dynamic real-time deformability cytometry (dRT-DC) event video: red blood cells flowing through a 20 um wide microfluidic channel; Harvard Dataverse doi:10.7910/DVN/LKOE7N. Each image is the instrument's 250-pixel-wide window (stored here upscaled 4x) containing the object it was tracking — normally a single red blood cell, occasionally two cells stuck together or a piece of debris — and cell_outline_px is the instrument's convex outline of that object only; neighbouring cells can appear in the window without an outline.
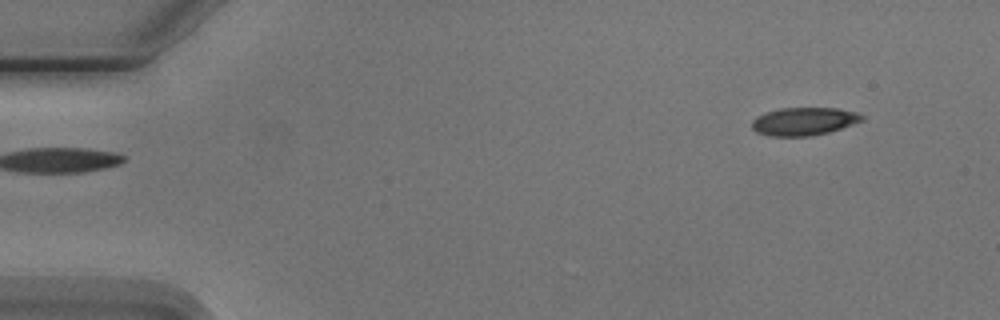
{"species": "Egyptian fruit bat (a non-hibernating species)", "species_latin": "Rousettus aegyptiacus", "temperature_condition": "cold", "stored_images_in_passage": 5, "segment_of_instrument_passage": [2, 2], "camera_frame_rate_fps": 3000, "um_per_image_px": 0.085, "animal": {"sex": "male"}, "frame": {"image": 1, "passage_image": 5, "time_ms": 5.667, "image_size_px": [1000, 320], "cell_outline_px": [[864, 120], [828, 132], [812, 136], [768, 136], [756, 132], [752, 128], [752, 120], [756, 116], [764, 112], [780, 108], [836, 108], [856, 112], [864, 116]], "centroid_in_image_um": [68.29, 10.31], "position_along_channel_um": 16.7, "area_um2": 17.98}}